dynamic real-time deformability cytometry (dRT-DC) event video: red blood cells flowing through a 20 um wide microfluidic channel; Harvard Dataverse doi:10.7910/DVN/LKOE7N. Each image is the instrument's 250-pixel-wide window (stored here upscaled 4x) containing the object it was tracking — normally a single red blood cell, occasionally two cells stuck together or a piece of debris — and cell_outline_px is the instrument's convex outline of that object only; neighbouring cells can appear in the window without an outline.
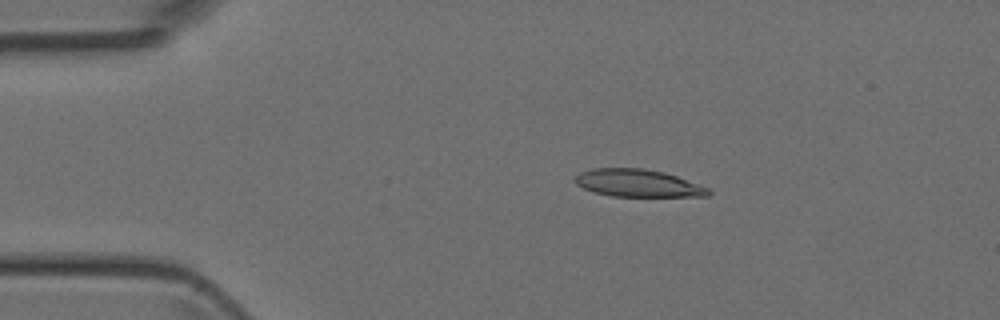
{"species": "Egyptian fruit bat (a non-hibernating species)", "species_latin": "Rousettus aegyptiacus", "temperature_condition": "room temperature", "stored_images_in_passage": 48, "camera_frame_rate_fps": 3000, "um_per_image_px": 0.085, "animal": {"sex": "female"}, "frame": {"image": 1, "passage_image": 9, "time_ms": 2.667, "image_size_px": [1000, 320], "cell_outline_px": [[712, 192], [708, 196], [612, 196], [592, 192], [576, 184], [576, 176], [580, 172], [592, 168], [644, 168], [664, 172], [676, 176], [708, 188]], "centroid_in_image_um": [54.2, 15.56], "position_along_channel_um": 30.8, "area_um2": 21.21}}
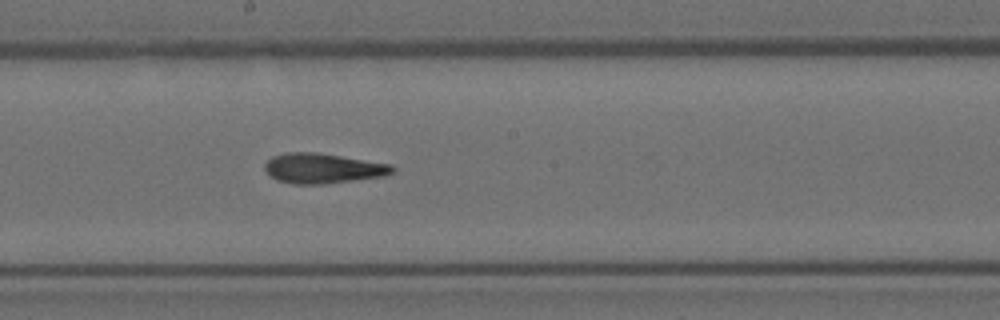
{"frame": {"image": 2, "passage_image": 26, "time_ms": 8.333, "image_size_px": [1000, 320], "cell_outline_px": [[396, 172], [384, 176], [324, 184], [296, 184], [276, 180], [264, 168], [264, 164], [272, 156], [288, 152], [316, 152], [392, 164], [396, 168]], "centroid_in_image_um": [27.48, 14.3], "position_along_channel_um": 220.7, "area_um2": 22.37}}
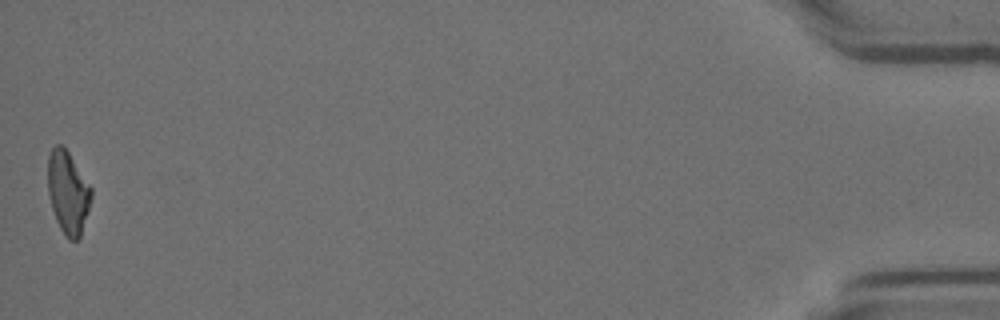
{"frame": {"image": 3, "passage_image": 48, "time_ms": 15.667, "image_size_px": [1000, 320], "cell_outline_px": [[92, 196], [80, 236], [76, 240], [68, 240], [64, 236], [56, 220], [52, 208], [48, 192], [48, 156], [52, 148], [56, 144], [60, 144], [68, 152], [92, 188]], "centroid_in_image_um": [5.77, 16.36], "position_along_channel_um": 429.4, "area_um2": 20.69}}